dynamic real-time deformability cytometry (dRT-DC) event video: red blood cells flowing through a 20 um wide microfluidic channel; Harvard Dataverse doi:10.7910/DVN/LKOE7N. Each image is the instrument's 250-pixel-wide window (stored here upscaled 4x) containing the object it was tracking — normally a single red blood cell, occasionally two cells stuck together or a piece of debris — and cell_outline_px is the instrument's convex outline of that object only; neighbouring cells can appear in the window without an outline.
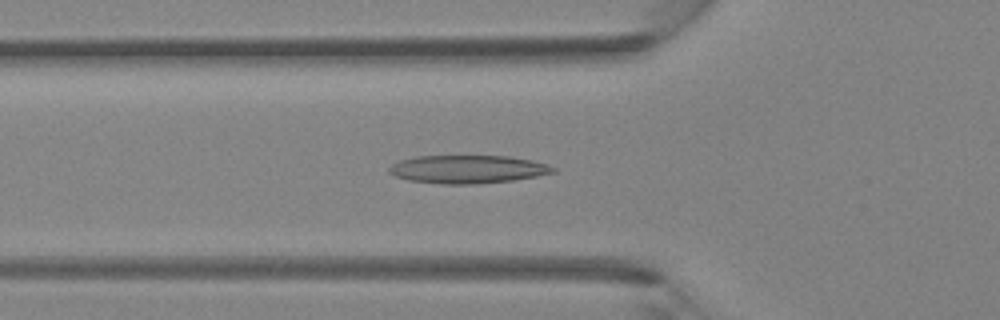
{"species": "Egyptian fruit bat (a non-hibernating species)", "species_latin": "Rousettus aegyptiacus", "temperature_condition": "room temperature", "stored_images_in_passage": 41, "camera_frame_rate_fps": 3000, "um_per_image_px": 0.085, "animal": {"sex": "female"}, "frame": {"image": 1, "passage_image": 12, "time_ms": 3.667, "image_size_px": [1000, 320], "cell_outline_px": [[556, 172], [536, 176], [512, 180], [472, 184], [440, 184], [408, 180], [396, 176], [388, 172], [388, 168], [392, 164], [400, 160], [416, 156], [508, 156], [532, 160], [556, 168]], "centroid_in_image_um": [39.72, 14.38], "position_along_channel_um": 86.1, "area_um2": 26.76}}
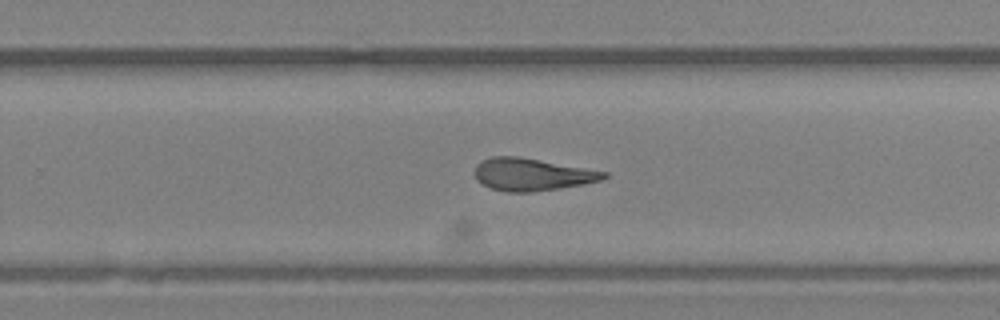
{"frame": {"image": 2, "passage_image": 25, "time_ms": 8.0, "image_size_px": [1000, 320], "cell_outline_px": [[608, 176], [600, 180], [584, 184], [560, 188], [528, 192], [508, 192], [492, 188], [476, 180], [472, 172], [476, 164], [480, 160], [492, 156], [516, 156], [608, 172]], "centroid_in_image_um": [45.15, 14.82], "position_along_channel_um": 284.6, "area_um2": 24.28}}
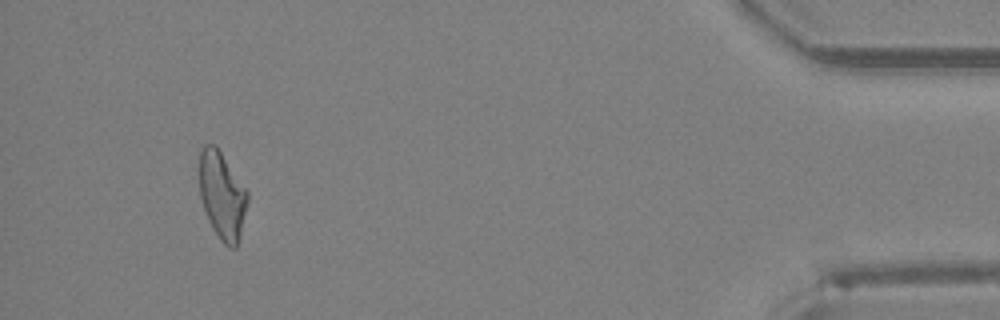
{"frame": {"image": 3, "passage_image": 38, "time_ms": 12.333, "image_size_px": [1000, 320], "cell_outline_px": [[248, 200], [240, 236], [236, 248], [228, 248], [220, 240], [212, 228], [208, 220], [200, 196], [200, 152], [204, 144], [216, 144], [248, 192]], "centroid_in_image_um": [18.88, 16.62], "position_along_channel_um": 416.3, "area_um2": 24.45}}